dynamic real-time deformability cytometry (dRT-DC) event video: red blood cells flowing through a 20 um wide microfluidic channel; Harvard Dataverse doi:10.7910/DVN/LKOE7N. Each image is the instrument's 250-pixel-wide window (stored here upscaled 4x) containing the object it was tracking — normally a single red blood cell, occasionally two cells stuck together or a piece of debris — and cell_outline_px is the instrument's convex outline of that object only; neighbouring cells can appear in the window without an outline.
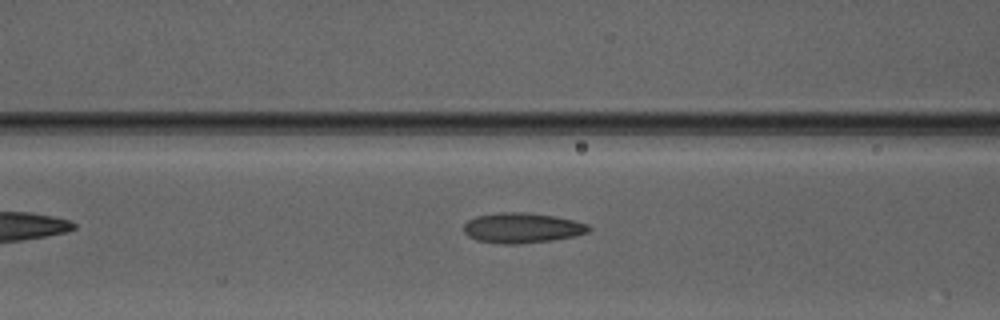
{"species": "Egyptian fruit bat (a non-hibernating species)", "species_latin": "Rousettus aegyptiacus", "temperature_condition": "warm", "stored_images_in_passage": 4, "segment_of_instrument_passage": [1, 2], "camera_frame_rate_fps": 3000, "um_per_image_px": 0.085, "animal": {"sex": "male"}, "frame": {"image": 1, "passage_image": 3, "time_ms": 2.667, "image_size_px": [1000, 320], "cell_outline_px": [[592, 228], [588, 232], [572, 236], [552, 240], [520, 244], [500, 244], [476, 240], [468, 236], [464, 232], [464, 224], [468, 220], [476, 216], [500, 212], [524, 212], [556, 216], [588, 224]], "centroid_in_image_um": [44.35, 19.37], "position_along_channel_um": 122.2, "area_um2": 22.02}}